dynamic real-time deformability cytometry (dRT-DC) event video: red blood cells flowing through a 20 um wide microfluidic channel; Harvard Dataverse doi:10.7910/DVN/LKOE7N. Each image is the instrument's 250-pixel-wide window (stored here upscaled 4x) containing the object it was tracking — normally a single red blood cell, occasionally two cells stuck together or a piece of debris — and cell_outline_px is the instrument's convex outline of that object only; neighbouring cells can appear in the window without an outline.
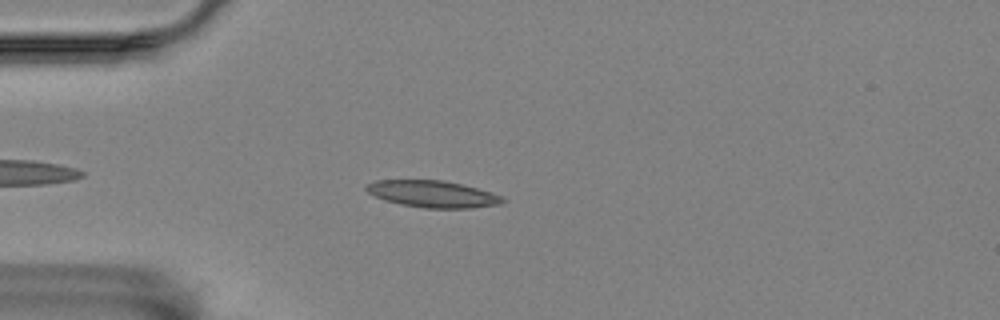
{"species": "Egyptian fruit bat (a non-hibernating species)", "species_latin": "Rousettus aegyptiacus", "temperature_condition": "room temperature", "stored_images_in_passage": 48, "camera_frame_rate_fps": 3000, "um_per_image_px": 0.085, "animal": {"sex": "female"}, "frame": {"image": 1, "passage_image": 6, "time_ms": 1.667, "image_size_px": [1000, 320], "cell_outline_px": [[508, 200], [500, 204], [472, 208], [424, 208], [400, 204], [384, 200], [368, 192], [364, 188], [364, 184], [376, 180], [444, 180], [464, 184], [492, 192], [504, 196]], "centroid_in_image_um": [36.82, 16.48], "position_along_channel_um": 48.2, "area_um2": 21.62}}
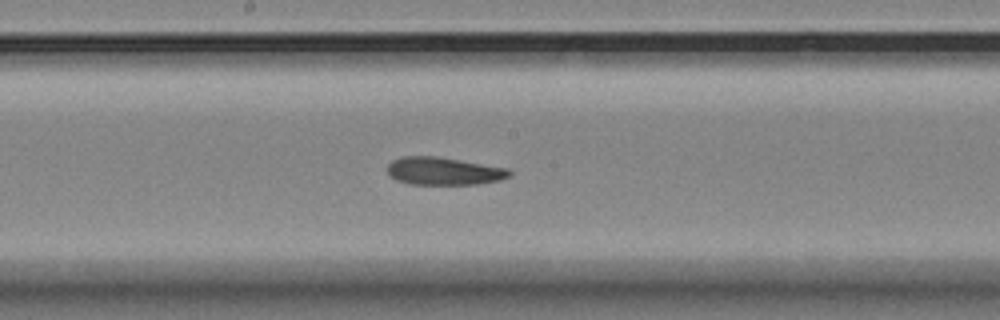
{"frame": {"image": 2, "passage_image": 21, "time_ms": 6.667, "image_size_px": [1000, 320], "cell_outline_px": [[512, 176], [500, 180], [476, 184], [408, 184], [396, 180], [388, 176], [388, 164], [392, 160], [404, 156], [436, 156], [508, 168], [512, 172]], "centroid_in_image_um": [37.71, 14.54], "position_along_channel_um": 210.5, "area_um2": 19.83}}
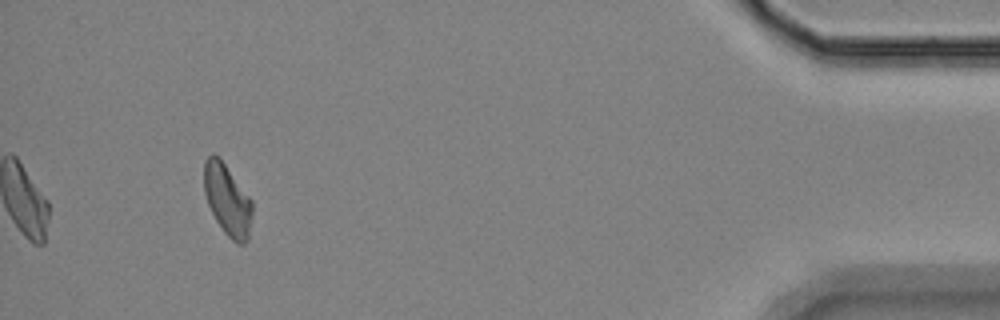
{"frame": {"image": 3, "passage_image": 44, "time_ms": 14.333, "image_size_px": [1000, 320], "cell_outline_px": [[252, 216], [248, 240], [244, 244], [236, 244], [224, 232], [216, 220], [208, 204], [204, 192], [204, 160], [212, 152], [220, 156], [252, 200]], "centroid_in_image_um": [19.33, 16.96], "position_along_channel_um": 415.9, "area_um2": 20.29}, "authors_computed_cell_mechanics": {"area_um2": 20.3167, "velocity_mm_per_s": 3.5046, "shape_relaxation_time_tau1_ms": 9.477, "shape_relaxation_time_tau2_ms": 2.8409, "deformation_change_tau1": 0.1886, "deformation_change_tau2": 0.1036}}